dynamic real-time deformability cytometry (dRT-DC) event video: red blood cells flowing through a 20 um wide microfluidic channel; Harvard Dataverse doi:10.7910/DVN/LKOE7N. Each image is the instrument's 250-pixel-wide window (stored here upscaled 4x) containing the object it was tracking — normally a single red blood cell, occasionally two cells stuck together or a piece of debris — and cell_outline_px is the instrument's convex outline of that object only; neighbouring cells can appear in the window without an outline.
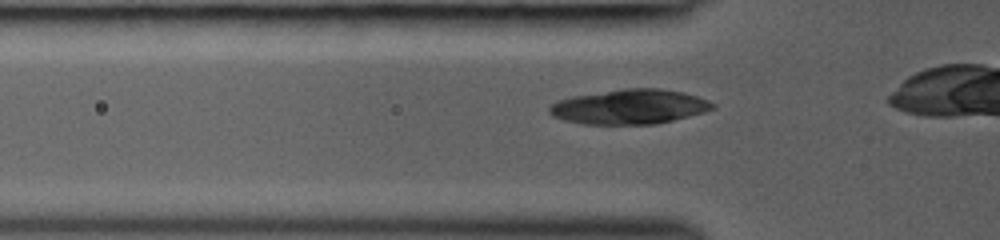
{"species": "common noctule bat (a hibernating species)", "species_latin": "Nyctalus noctula", "temperature_condition": "room temperature", "stored_images_in_passage": 8, "camera_frame_rate_fps": 3000, "um_per_image_px": 0.085, "animal": {"sex": "female", "body_mass_g": 19.0, "forearm_length_mm": 53.3}, "frame": {"image": 1, "passage_image": 2, "time_ms": 0.333, "image_size_px": [1000, 240], "cell_outline_px": [[716, 108], [704, 112], [656, 124], [580, 124], [564, 120], [552, 116], [548, 112], [548, 108], [556, 100], [572, 96], [624, 88], [660, 88], [684, 92], [708, 100], [716, 104]], "centroid_in_image_um": [53.49, 9.07], "position_along_channel_um": 72.3, "area_um2": 33.23}}
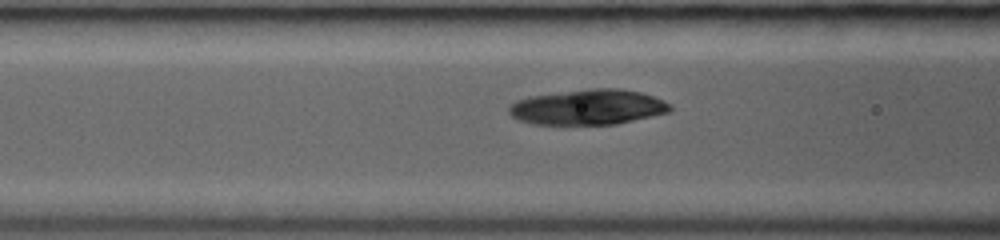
{"frame": {"image": 2, "passage_image": 4, "time_ms": 1.333, "image_size_px": [1000, 240], "cell_outline_px": [[672, 108], [668, 112], [652, 116], [616, 124], [532, 124], [516, 120], [508, 112], [508, 104], [516, 100], [528, 96], [592, 88], [616, 88], [640, 92], [664, 100], [672, 104]], "centroid_in_image_um": [49.94, 9.1], "position_along_channel_um": 116.7, "area_um2": 33.29}}
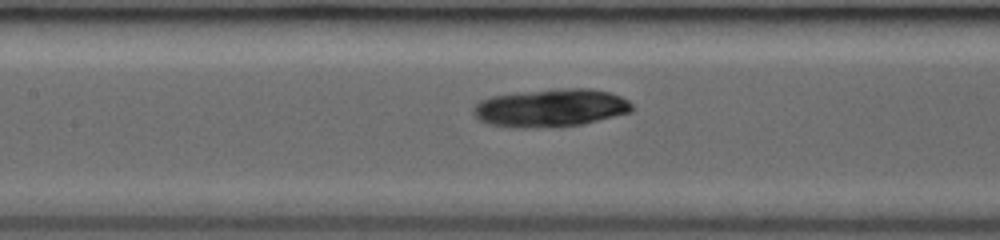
{"frame": {"image": 3, "passage_image": 6, "time_ms": 2.333, "image_size_px": [1000, 240], "cell_outline_px": [[632, 112], [584, 124], [552, 128], [512, 128], [488, 124], [480, 120], [472, 112], [472, 108], [480, 100], [492, 96], [524, 92], [568, 88], [592, 88], [608, 92], [620, 96], [628, 100], [632, 104]], "centroid_in_image_um": [46.82, 9.19], "position_along_channel_um": 160.6, "area_um2": 35.37}}